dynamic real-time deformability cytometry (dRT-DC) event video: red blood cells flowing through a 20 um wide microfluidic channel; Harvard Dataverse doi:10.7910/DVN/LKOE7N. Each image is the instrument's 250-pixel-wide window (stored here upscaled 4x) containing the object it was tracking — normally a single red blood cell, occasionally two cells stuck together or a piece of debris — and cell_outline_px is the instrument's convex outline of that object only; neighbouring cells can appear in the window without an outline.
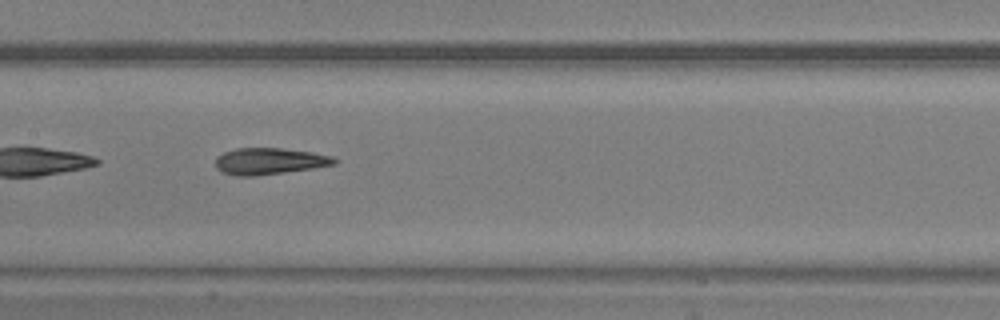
{"species": "common noctule bat (a hibernating species)", "species_latin": "Nyctalus noctula", "temperature_condition": "warm", "stored_images_in_passage": 33, "camera_frame_rate_fps": 3000, "um_per_image_px": 0.085, "animal": {"sex": "male", "body_mass_g": 20.5, "forearm_length_mm": 52.5}, "frame": {"image": 1, "passage_image": 10, "time_ms": 3.0, "image_size_px": [1000, 320], "cell_outline_px": [[340, 160], [336, 164], [312, 168], [256, 176], [236, 176], [220, 172], [216, 168], [216, 156], [224, 152], [236, 148], [280, 148], [312, 152], [332, 156]], "centroid_in_image_um": [22.88, 13.7], "position_along_channel_um": 184.5, "area_um2": 18.5}}
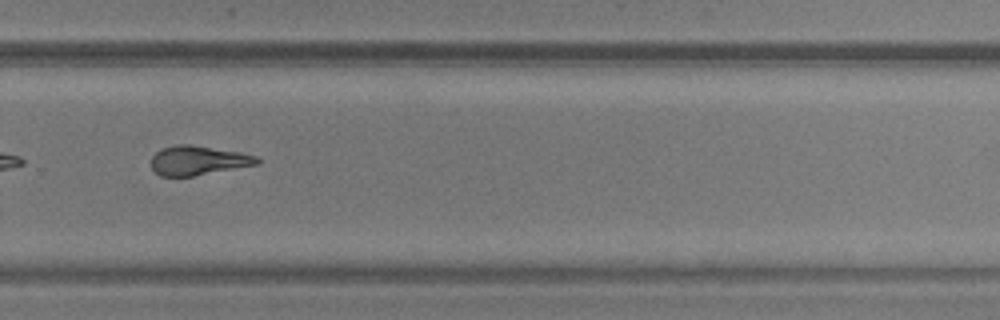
{"frame": {"image": 2, "passage_image": 19, "time_ms": 6.0, "image_size_px": [1000, 320], "cell_outline_px": [[260, 164], [192, 176], [160, 176], [152, 168], [152, 156], [160, 148], [180, 144], [188, 144], [240, 152], [256, 156], [260, 160]], "centroid_in_image_um": [16.84, 13.64], "position_along_channel_um": 313.0, "area_um2": 17.98}}